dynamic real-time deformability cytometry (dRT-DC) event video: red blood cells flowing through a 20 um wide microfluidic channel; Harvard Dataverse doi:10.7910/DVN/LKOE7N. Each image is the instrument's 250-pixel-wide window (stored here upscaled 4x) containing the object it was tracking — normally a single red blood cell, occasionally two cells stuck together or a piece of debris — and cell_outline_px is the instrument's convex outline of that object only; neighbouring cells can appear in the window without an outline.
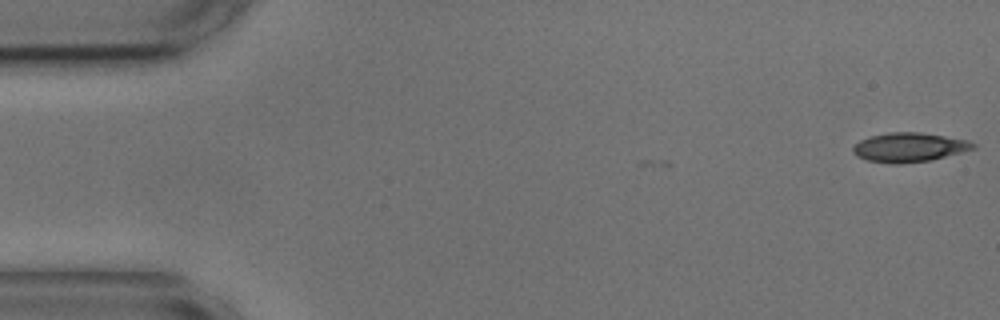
{"species": "common noctule bat (a hibernating species)", "species_latin": "Nyctalus noctula", "temperature_condition": "cold", "stored_images_in_passage": 6, "camera_frame_rate_fps": 3000, "um_per_image_px": 0.085, "animal": {"sex": "male", "body_mass_g": 17.9, "forearm_length_mm": 54.2}, "frame": {"image": 1, "passage_image": 1, "time_ms": 0.0, "image_size_px": [1000, 320], "cell_outline_px": [[976, 148], [932, 160], [900, 164], [892, 164], [868, 160], [856, 156], [852, 152], [852, 148], [860, 140], [872, 136], [888, 132], [920, 132], [944, 136], [964, 140], [976, 144]], "centroid_in_image_um": [77.25, 12.53], "position_along_channel_um": 7.7, "area_um2": 20.35}}
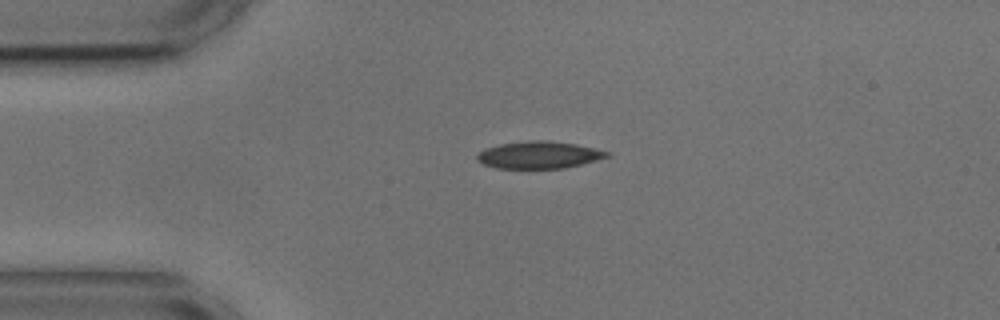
{"frame": {"image": 2, "passage_image": 4, "time_ms": 3.667, "image_size_px": [1000, 320], "cell_outline_px": [[612, 156], [564, 168], [496, 168], [484, 164], [476, 160], [476, 156], [484, 148], [500, 144], [532, 140], [544, 140], [576, 144], [612, 152]], "centroid_in_image_um": [45.83, 13.16], "position_along_channel_um": 39.2, "area_um2": 20.52}}